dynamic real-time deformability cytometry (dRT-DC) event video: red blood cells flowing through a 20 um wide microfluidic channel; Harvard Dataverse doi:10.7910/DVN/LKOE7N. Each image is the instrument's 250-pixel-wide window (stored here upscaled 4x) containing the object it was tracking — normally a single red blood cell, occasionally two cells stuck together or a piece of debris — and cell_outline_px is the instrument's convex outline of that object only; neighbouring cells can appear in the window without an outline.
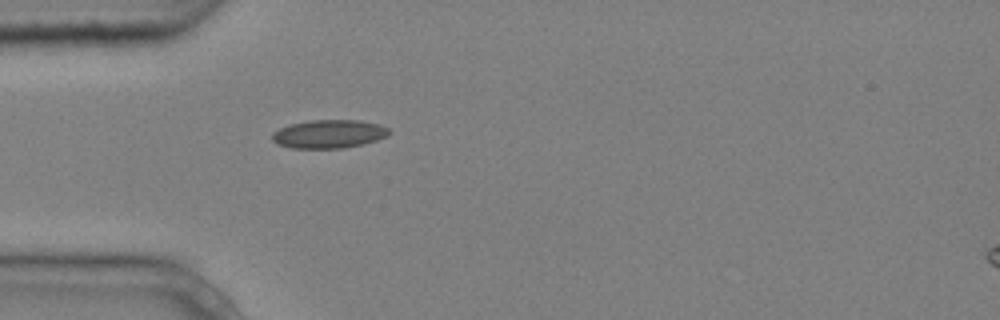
{"species": "common noctule bat (a hibernating species)", "species_latin": "Nyctalus noctula", "temperature_condition": "cold", "stored_images_in_passage": 1, "camera_frame_rate_fps": 3000, "um_per_image_px": 0.085, "animal": {"sex": "male", "body_mass_g": 20.4}, "frame": {"image": 1, "passage_image": 1, "time_ms": 0.0, "image_size_px": [1000, 320], "cell_outline_px": [[392, 132], [388, 136], [376, 140], [344, 148], [292, 148], [276, 144], [272, 140], [272, 132], [288, 124], [312, 120], [360, 120], [380, 124], [388, 128]], "centroid_in_image_um": [27.95, 11.38], "position_along_channel_um": 57.0, "area_um2": 19.48}}